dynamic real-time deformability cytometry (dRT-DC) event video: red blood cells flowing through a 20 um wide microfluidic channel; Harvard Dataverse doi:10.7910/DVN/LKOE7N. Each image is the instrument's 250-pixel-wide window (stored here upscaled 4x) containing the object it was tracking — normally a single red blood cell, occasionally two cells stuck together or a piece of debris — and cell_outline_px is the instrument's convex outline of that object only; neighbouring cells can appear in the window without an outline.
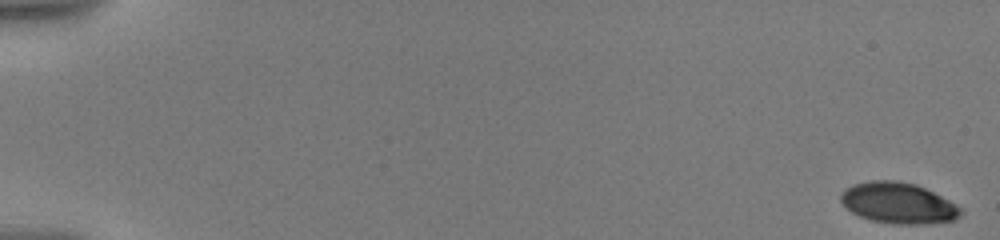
{"species": "human", "species_latin": "Homo sapiens", "temperature_condition": "warm", "stored_images_in_passage": 17, "camera_frame_rate_fps": 3000, "um_per_image_px": 0.085, "donor": {"sex": "male"}, "frame": {"image": 1, "passage_image": 1, "time_ms": 0.0, "image_size_px": [1000, 240], "cell_outline_px": [[964, 212], [956, 220], [924, 224], [892, 224], [872, 220], [860, 216], [852, 212], [840, 200], [840, 192], [844, 188], [852, 184], [872, 180], [896, 180], [916, 184], [948, 200], [960, 208]], "centroid_in_image_um": [76.33, 17.26], "position_along_channel_um": 8.7, "area_um2": 28.61}}
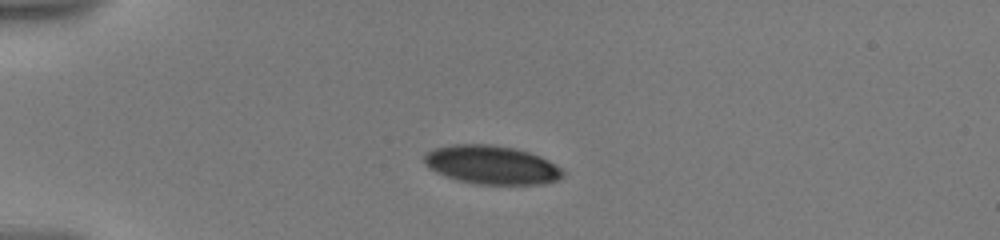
{"frame": {"image": 2, "passage_image": 10, "time_ms": 5.0, "image_size_px": [1000, 240], "cell_outline_px": [[564, 176], [560, 180], [544, 184], [476, 184], [460, 180], [436, 172], [428, 168], [424, 160], [424, 156], [428, 152], [436, 148], [452, 144], [488, 144], [516, 148], [540, 156], [548, 160], [560, 168], [564, 172]], "centroid_in_image_um": [41.82, 14.01], "position_along_channel_um": 43.2, "area_um2": 31.1}}